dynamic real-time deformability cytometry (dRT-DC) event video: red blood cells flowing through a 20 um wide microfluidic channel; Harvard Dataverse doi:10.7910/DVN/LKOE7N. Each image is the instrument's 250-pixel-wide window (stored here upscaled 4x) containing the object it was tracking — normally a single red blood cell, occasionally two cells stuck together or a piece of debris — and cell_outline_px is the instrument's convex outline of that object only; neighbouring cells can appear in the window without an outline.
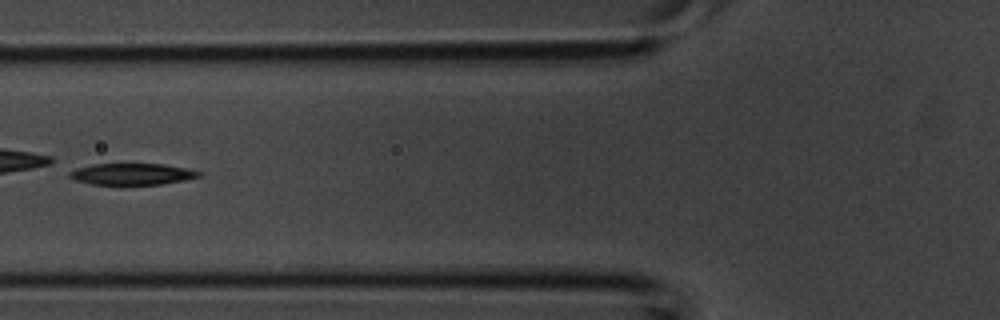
{"species": "common noctule bat (a hibernating species)", "species_latin": "Nyctalus noctula", "temperature_condition": "room temperature", "stored_images_in_passage": 5, "camera_frame_rate_fps": 3000, "um_per_image_px": 0.085, "animal": {"sex": "male", "body_mass_g": 20.1, "forearm_length_mm": 53.5}, "frame": {"image": 1, "passage_image": 5, "time_ms": 1.333, "image_size_px": [1000, 320], "cell_outline_px": [[200, 176], [184, 180], [160, 184], [92, 184], [76, 180], [68, 176], [68, 172], [76, 168], [92, 164], [164, 164], [188, 168], [200, 172]], "centroid_in_image_um": [11.2, 14.78], "position_along_channel_um": 114.6, "area_um2": 16.01}}